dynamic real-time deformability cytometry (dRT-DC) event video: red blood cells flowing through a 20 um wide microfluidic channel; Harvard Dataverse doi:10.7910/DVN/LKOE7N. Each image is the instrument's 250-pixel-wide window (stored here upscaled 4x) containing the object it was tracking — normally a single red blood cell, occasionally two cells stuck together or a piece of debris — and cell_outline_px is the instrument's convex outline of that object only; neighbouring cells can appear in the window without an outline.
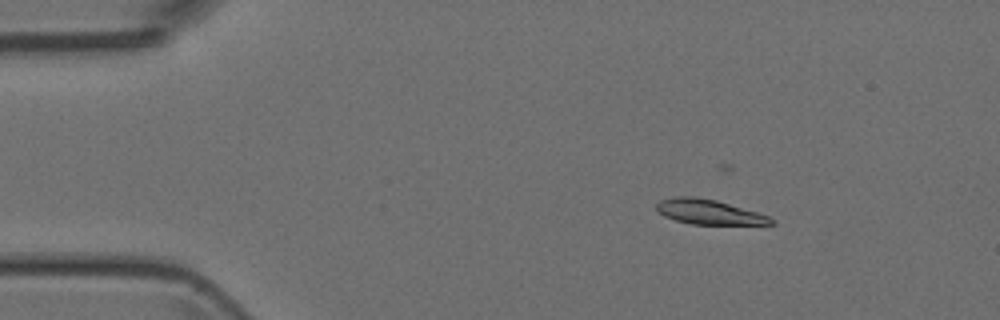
{"species": "Egyptian fruit bat (a non-hibernating species)", "species_latin": "Rousettus aegyptiacus", "temperature_condition": "room temperature", "stored_images_in_passage": 49, "camera_frame_rate_fps": 3000, "um_per_image_px": 0.085, "animal": {"sex": "female"}, "frame": {"image": 1, "passage_image": 7, "time_ms": 2.0, "image_size_px": [1000, 320], "cell_outline_px": [[776, 224], [692, 224], [676, 220], [664, 216], [656, 208], [656, 204], [660, 200], [676, 196], [696, 196], [716, 200], [756, 212], [768, 216], [776, 220]], "centroid_in_image_um": [60.25, 18.01], "position_along_channel_um": 24.7, "area_um2": 16.42}}
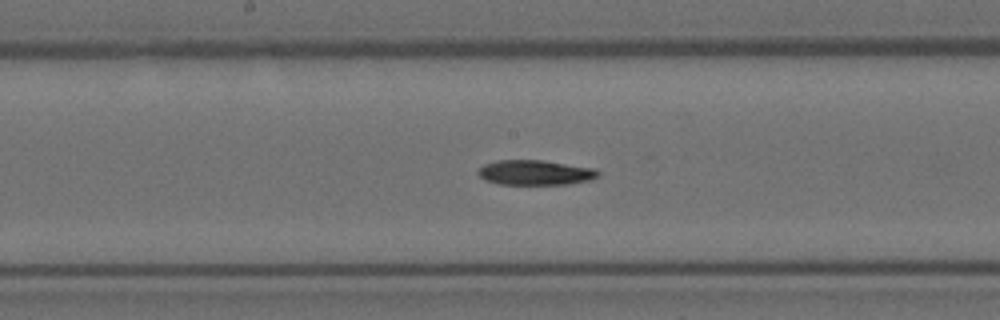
{"frame": {"image": 2, "passage_image": 25, "time_ms": 8.0, "image_size_px": [1000, 320], "cell_outline_px": [[600, 176], [592, 180], [568, 184], [500, 184], [484, 180], [476, 172], [484, 164], [496, 160], [544, 160], [596, 168], [600, 172]], "centroid_in_image_um": [45.54, 14.66], "position_along_channel_um": 202.7, "area_um2": 17.69}}
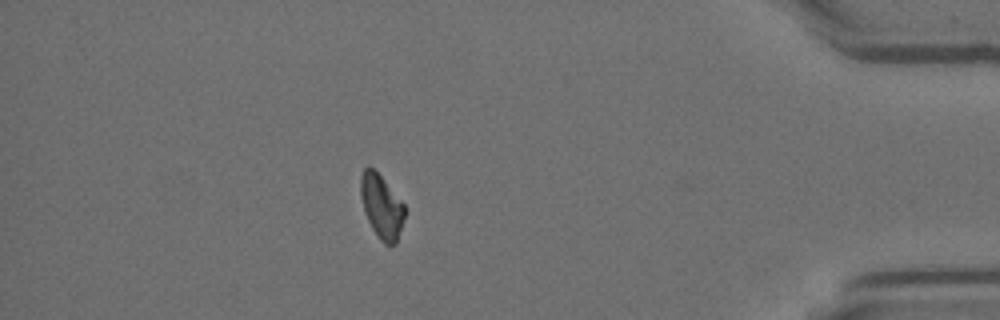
{"frame": {"image": 3, "passage_image": 43, "time_ms": 14.0, "image_size_px": [1000, 320], "cell_outline_px": [[404, 216], [396, 244], [384, 244], [380, 240], [372, 228], [364, 212], [360, 196], [360, 176], [364, 168], [372, 168], [380, 176], [404, 204]], "centroid_in_image_um": [32.4, 17.56], "position_along_channel_um": 402.8, "area_um2": 16.01}}